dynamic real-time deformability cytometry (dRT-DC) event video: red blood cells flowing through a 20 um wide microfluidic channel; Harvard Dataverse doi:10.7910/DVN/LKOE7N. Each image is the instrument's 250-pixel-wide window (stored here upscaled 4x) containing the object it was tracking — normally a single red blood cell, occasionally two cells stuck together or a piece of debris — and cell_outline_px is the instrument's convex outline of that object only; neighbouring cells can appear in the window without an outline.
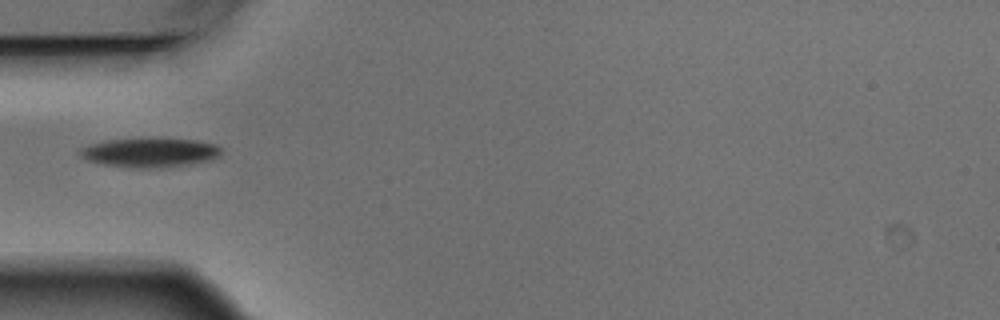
{"species": "Egyptian fruit bat (a non-hibernating species)", "species_latin": "Rousettus aegyptiacus", "temperature_condition": "warm", "stored_images_in_passage": 2, "camera_frame_rate_fps": 3000, "um_per_image_px": 0.085, "animal": {"sex": "male"}, "frame": {"image": 1, "passage_image": 2, "time_ms": 0.333, "image_size_px": [1000, 320], "cell_outline_px": [[224, 148], [220, 156], [212, 160], [164, 168], [132, 168], [100, 164], [88, 160], [80, 156], [80, 148], [88, 144], [108, 140], [196, 140], [216, 144]], "centroid_in_image_um": [12.77, 13.0], "position_along_channel_um": 72.2, "area_um2": 23.87}}